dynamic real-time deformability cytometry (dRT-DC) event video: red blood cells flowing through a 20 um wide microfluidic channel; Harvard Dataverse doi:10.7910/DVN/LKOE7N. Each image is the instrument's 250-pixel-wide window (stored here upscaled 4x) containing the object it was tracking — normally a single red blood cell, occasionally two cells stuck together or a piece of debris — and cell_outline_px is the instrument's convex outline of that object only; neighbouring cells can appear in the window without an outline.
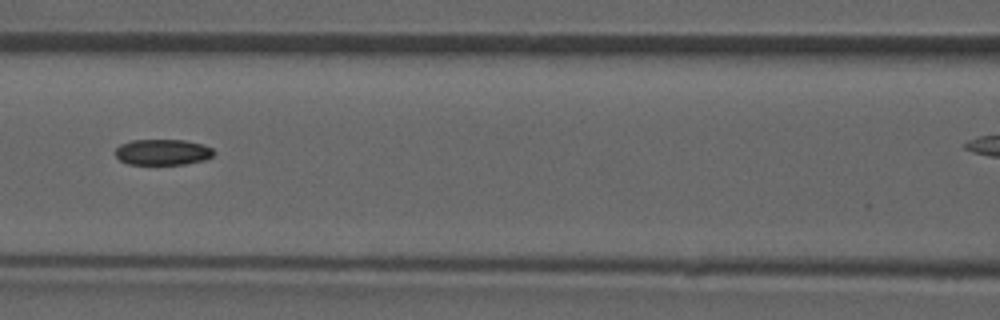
{"species": "common noctule bat (a hibernating species)", "species_latin": "Nyctalus noctula", "temperature_condition": "room temperature", "stored_images_in_passage": 7, "camera_frame_rate_fps": 3000, "um_per_image_px": 0.085, "animal": {"sex": "male", "forearm_length_mm": 52.5}, "frame": {"image": 1, "passage_image": 6, "time_ms": 6.667, "image_size_px": [1000, 320], "cell_outline_px": [[216, 152], [212, 156], [204, 160], [184, 164], [128, 164], [120, 160], [116, 156], [116, 148], [120, 144], [132, 140], [184, 140], [204, 144], [212, 148]], "centroid_in_image_um": [13.84, 12.92], "position_along_channel_um": 152.8, "area_um2": 14.85}}